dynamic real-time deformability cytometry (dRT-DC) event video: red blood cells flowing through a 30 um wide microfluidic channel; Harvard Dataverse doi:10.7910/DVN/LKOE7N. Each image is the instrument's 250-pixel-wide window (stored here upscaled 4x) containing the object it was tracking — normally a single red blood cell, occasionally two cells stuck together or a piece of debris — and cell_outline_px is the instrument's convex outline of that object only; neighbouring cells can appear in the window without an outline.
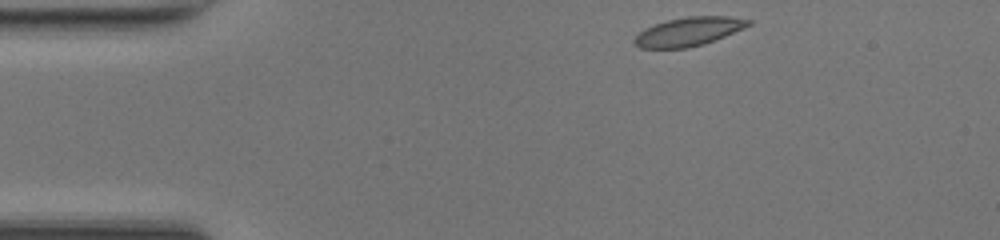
{"species": "common noctule bat (a hibernating species)", "species_latin": "Nyctalus noctula", "temperature_condition": "room temperature", "stored_images_in_passage": 42, "camera_frame_rate_fps": 3000, "um_per_image_px": 0.085, "animal": {"sex": "female", "body_mass_g": 17.0, "forearm_length_mm": 48.0}, "frame": {"image": 1, "passage_image": 1, "time_ms": 0.0, "image_size_px": [1000, 240], "cell_outline_px": [[752, 24], [744, 28], [704, 44], [688, 48], [640, 48], [632, 40], [644, 28], [668, 20], [688, 16], [728, 16], [752, 20]], "centroid_in_image_um": [58.55, 2.68], "position_along_channel_um": 26.5, "area_um2": 18.96}}
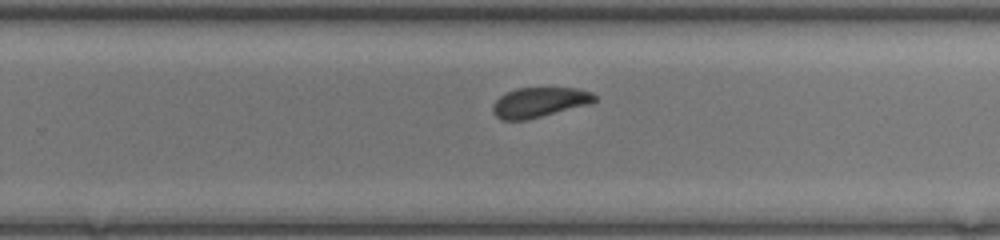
{"frame": {"image": 2, "passage_image": 24, "time_ms": 7.667, "image_size_px": [1000, 240], "cell_outline_px": [[596, 100], [592, 104], [528, 120], [500, 120], [492, 112], [492, 104], [500, 96], [516, 88], [576, 88], [592, 92], [596, 96]], "centroid_in_image_um": [45.86, 8.71], "position_along_channel_um": 283.9, "area_um2": 18.03}}
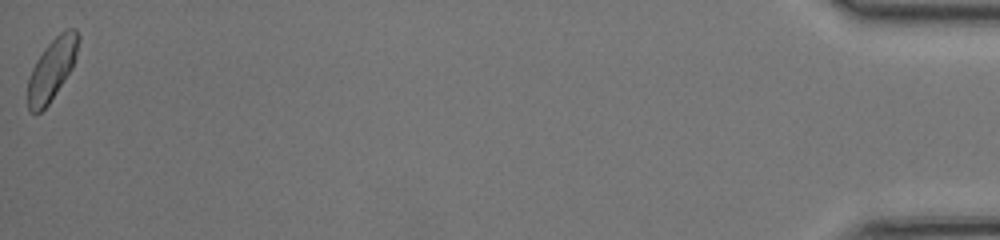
{"frame": {"image": 3, "passage_image": 42, "time_ms": 13.667, "image_size_px": [1000, 240], "cell_outline_px": [[80, 40], [76, 56], [72, 68], [48, 104], [40, 112], [32, 112], [28, 108], [28, 80], [32, 68], [36, 60], [44, 48], [64, 28], [76, 28], [80, 36]], "centroid_in_image_um": [4.43, 5.82], "position_along_channel_um": 430.8, "area_um2": 18.03}, "authors_computed_cell_mechanics": {"area_um2": 18.496, "velocity_mm_per_s": 4.2366, "shape_relaxation_time_tau1_ms": 1.642, "shape_relaxation_time_tau2_ms": 2.178, "deformation_change_tau1": 0.0969, "deformation_change_tau2": 0.0768}}